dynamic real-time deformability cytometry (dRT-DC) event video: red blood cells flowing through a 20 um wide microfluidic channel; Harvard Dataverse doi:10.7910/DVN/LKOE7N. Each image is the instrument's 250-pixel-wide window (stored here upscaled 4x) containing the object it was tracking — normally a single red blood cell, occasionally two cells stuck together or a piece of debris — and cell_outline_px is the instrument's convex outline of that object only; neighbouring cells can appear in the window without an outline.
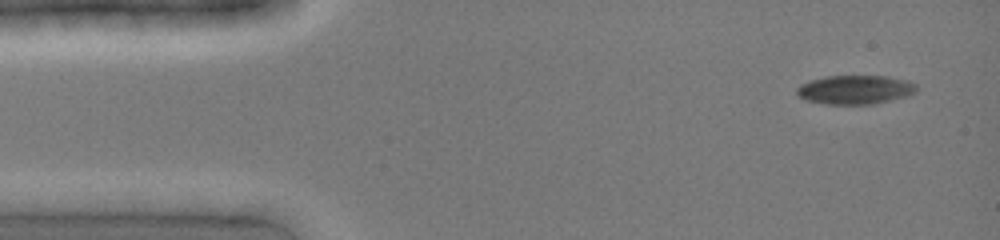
{"species": "common noctule bat (a hibernating species)", "species_latin": "Nyctalus noctula", "temperature_condition": "cold", "stored_images_in_passage": 5, "camera_frame_rate_fps": 3000, "um_per_image_px": 0.085, "animal": {"sex": "female", "body_mass_g": 19.0, "forearm_length_mm": 51.5}, "frame": {"image": 1, "passage_image": 1, "time_ms": 0.0, "image_size_px": [1000, 240], "cell_outline_px": [[916, 92], [908, 96], [872, 104], [824, 104], [804, 100], [796, 92], [796, 88], [800, 84], [808, 80], [824, 76], [888, 76], [908, 80], [916, 84]], "centroid_in_image_um": [72.67, 7.62], "position_along_channel_um": 12.3, "area_um2": 20.4}}